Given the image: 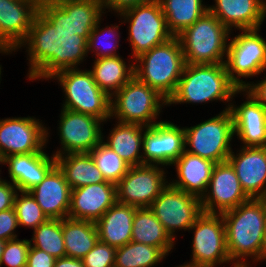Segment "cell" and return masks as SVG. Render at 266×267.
<instances>
[{
    "instance_id": "obj_1",
    "label": "cell",
    "mask_w": 266,
    "mask_h": 267,
    "mask_svg": "<svg viewBox=\"0 0 266 267\" xmlns=\"http://www.w3.org/2000/svg\"><path fill=\"white\" fill-rule=\"evenodd\" d=\"M61 13L55 2L0 0V53L26 48L30 67L58 42Z\"/></svg>"
},
{
    "instance_id": "obj_2",
    "label": "cell",
    "mask_w": 266,
    "mask_h": 267,
    "mask_svg": "<svg viewBox=\"0 0 266 267\" xmlns=\"http://www.w3.org/2000/svg\"><path fill=\"white\" fill-rule=\"evenodd\" d=\"M58 42L41 55L28 69L29 80H57L64 92L62 108L87 114L106 122L111 118V97L94 81L90 70Z\"/></svg>"
},
{
    "instance_id": "obj_3",
    "label": "cell",
    "mask_w": 266,
    "mask_h": 267,
    "mask_svg": "<svg viewBox=\"0 0 266 267\" xmlns=\"http://www.w3.org/2000/svg\"><path fill=\"white\" fill-rule=\"evenodd\" d=\"M103 16L88 3L62 9L58 43L80 64L87 59L89 52H93L96 59L120 55L117 52L121 38L120 26L110 24L101 28Z\"/></svg>"
},
{
    "instance_id": "obj_4",
    "label": "cell",
    "mask_w": 266,
    "mask_h": 267,
    "mask_svg": "<svg viewBox=\"0 0 266 267\" xmlns=\"http://www.w3.org/2000/svg\"><path fill=\"white\" fill-rule=\"evenodd\" d=\"M221 215L225 226L227 252L233 263L230 267H251V261H248L250 258L253 265L259 262L265 228L266 199L250 198Z\"/></svg>"
},
{
    "instance_id": "obj_5",
    "label": "cell",
    "mask_w": 266,
    "mask_h": 267,
    "mask_svg": "<svg viewBox=\"0 0 266 267\" xmlns=\"http://www.w3.org/2000/svg\"><path fill=\"white\" fill-rule=\"evenodd\" d=\"M236 94H240V89L230 79L225 63L186 64L167 106L220 101L225 103L227 110Z\"/></svg>"
},
{
    "instance_id": "obj_6",
    "label": "cell",
    "mask_w": 266,
    "mask_h": 267,
    "mask_svg": "<svg viewBox=\"0 0 266 267\" xmlns=\"http://www.w3.org/2000/svg\"><path fill=\"white\" fill-rule=\"evenodd\" d=\"M180 41L173 36L134 61V76L167 100L175 93L185 67Z\"/></svg>"
},
{
    "instance_id": "obj_7",
    "label": "cell",
    "mask_w": 266,
    "mask_h": 267,
    "mask_svg": "<svg viewBox=\"0 0 266 267\" xmlns=\"http://www.w3.org/2000/svg\"><path fill=\"white\" fill-rule=\"evenodd\" d=\"M231 33L217 17L207 11L177 36L185 63H225Z\"/></svg>"
},
{
    "instance_id": "obj_8",
    "label": "cell",
    "mask_w": 266,
    "mask_h": 267,
    "mask_svg": "<svg viewBox=\"0 0 266 267\" xmlns=\"http://www.w3.org/2000/svg\"><path fill=\"white\" fill-rule=\"evenodd\" d=\"M168 100L156 89L133 76L111 97V116L115 122L152 126L160 120Z\"/></svg>"
},
{
    "instance_id": "obj_9",
    "label": "cell",
    "mask_w": 266,
    "mask_h": 267,
    "mask_svg": "<svg viewBox=\"0 0 266 267\" xmlns=\"http://www.w3.org/2000/svg\"><path fill=\"white\" fill-rule=\"evenodd\" d=\"M185 151L215 163L226 162L234 137L233 116L230 109L197 125L184 127Z\"/></svg>"
},
{
    "instance_id": "obj_10",
    "label": "cell",
    "mask_w": 266,
    "mask_h": 267,
    "mask_svg": "<svg viewBox=\"0 0 266 267\" xmlns=\"http://www.w3.org/2000/svg\"><path fill=\"white\" fill-rule=\"evenodd\" d=\"M119 23H128L132 60L173 37L159 0L134 6L119 14ZM122 18V19H121Z\"/></svg>"
},
{
    "instance_id": "obj_11",
    "label": "cell",
    "mask_w": 266,
    "mask_h": 267,
    "mask_svg": "<svg viewBox=\"0 0 266 267\" xmlns=\"http://www.w3.org/2000/svg\"><path fill=\"white\" fill-rule=\"evenodd\" d=\"M261 28L241 30L229 38L225 66L230 79L243 89L252 78L266 71V40L259 34Z\"/></svg>"
},
{
    "instance_id": "obj_12",
    "label": "cell",
    "mask_w": 266,
    "mask_h": 267,
    "mask_svg": "<svg viewBox=\"0 0 266 267\" xmlns=\"http://www.w3.org/2000/svg\"><path fill=\"white\" fill-rule=\"evenodd\" d=\"M190 230L194 234L190 263L197 267L233 264L227 252L225 226L221 214L203 212Z\"/></svg>"
},
{
    "instance_id": "obj_13",
    "label": "cell",
    "mask_w": 266,
    "mask_h": 267,
    "mask_svg": "<svg viewBox=\"0 0 266 267\" xmlns=\"http://www.w3.org/2000/svg\"><path fill=\"white\" fill-rule=\"evenodd\" d=\"M149 208L174 241L178 230L189 231L203 213L201 198L174 188L169 183Z\"/></svg>"
},
{
    "instance_id": "obj_14",
    "label": "cell",
    "mask_w": 266,
    "mask_h": 267,
    "mask_svg": "<svg viewBox=\"0 0 266 267\" xmlns=\"http://www.w3.org/2000/svg\"><path fill=\"white\" fill-rule=\"evenodd\" d=\"M166 172L162 165L130 166L116 184L117 202L137 208H149L169 183Z\"/></svg>"
},
{
    "instance_id": "obj_15",
    "label": "cell",
    "mask_w": 266,
    "mask_h": 267,
    "mask_svg": "<svg viewBox=\"0 0 266 267\" xmlns=\"http://www.w3.org/2000/svg\"><path fill=\"white\" fill-rule=\"evenodd\" d=\"M48 130L36 117L0 119V159L44 151L50 137Z\"/></svg>"
},
{
    "instance_id": "obj_16",
    "label": "cell",
    "mask_w": 266,
    "mask_h": 267,
    "mask_svg": "<svg viewBox=\"0 0 266 267\" xmlns=\"http://www.w3.org/2000/svg\"><path fill=\"white\" fill-rule=\"evenodd\" d=\"M60 112L57 133L61 148L52 153L55 157L70 153H89L102 141L104 121L64 108Z\"/></svg>"
},
{
    "instance_id": "obj_17",
    "label": "cell",
    "mask_w": 266,
    "mask_h": 267,
    "mask_svg": "<svg viewBox=\"0 0 266 267\" xmlns=\"http://www.w3.org/2000/svg\"><path fill=\"white\" fill-rule=\"evenodd\" d=\"M185 151L184 127L160 121L145 127L142 140V165L171 166Z\"/></svg>"
},
{
    "instance_id": "obj_18",
    "label": "cell",
    "mask_w": 266,
    "mask_h": 267,
    "mask_svg": "<svg viewBox=\"0 0 266 267\" xmlns=\"http://www.w3.org/2000/svg\"><path fill=\"white\" fill-rule=\"evenodd\" d=\"M249 199L231 164L228 161L216 163L212 170L208 189L201 198L202 211L222 214Z\"/></svg>"
},
{
    "instance_id": "obj_19",
    "label": "cell",
    "mask_w": 266,
    "mask_h": 267,
    "mask_svg": "<svg viewBox=\"0 0 266 267\" xmlns=\"http://www.w3.org/2000/svg\"><path fill=\"white\" fill-rule=\"evenodd\" d=\"M240 148L238 153L232 150L227 161L249 198L266 199V147Z\"/></svg>"
},
{
    "instance_id": "obj_20",
    "label": "cell",
    "mask_w": 266,
    "mask_h": 267,
    "mask_svg": "<svg viewBox=\"0 0 266 267\" xmlns=\"http://www.w3.org/2000/svg\"><path fill=\"white\" fill-rule=\"evenodd\" d=\"M117 202L116 184L109 181L71 190L68 217L96 222Z\"/></svg>"
},
{
    "instance_id": "obj_21",
    "label": "cell",
    "mask_w": 266,
    "mask_h": 267,
    "mask_svg": "<svg viewBox=\"0 0 266 267\" xmlns=\"http://www.w3.org/2000/svg\"><path fill=\"white\" fill-rule=\"evenodd\" d=\"M240 93L246 101L237 106L231 103L234 136L244 147H266V108L260 105L244 89Z\"/></svg>"
},
{
    "instance_id": "obj_22",
    "label": "cell",
    "mask_w": 266,
    "mask_h": 267,
    "mask_svg": "<svg viewBox=\"0 0 266 267\" xmlns=\"http://www.w3.org/2000/svg\"><path fill=\"white\" fill-rule=\"evenodd\" d=\"M208 11L230 31L261 28L266 18V0H214Z\"/></svg>"
},
{
    "instance_id": "obj_23",
    "label": "cell",
    "mask_w": 266,
    "mask_h": 267,
    "mask_svg": "<svg viewBox=\"0 0 266 267\" xmlns=\"http://www.w3.org/2000/svg\"><path fill=\"white\" fill-rule=\"evenodd\" d=\"M71 190L64 173L56 164L29 192L48 219L62 220L68 217Z\"/></svg>"
},
{
    "instance_id": "obj_24",
    "label": "cell",
    "mask_w": 266,
    "mask_h": 267,
    "mask_svg": "<svg viewBox=\"0 0 266 267\" xmlns=\"http://www.w3.org/2000/svg\"><path fill=\"white\" fill-rule=\"evenodd\" d=\"M2 165L8 166V176L19 191H29L38 185L56 165V157L45 151L7 156Z\"/></svg>"
},
{
    "instance_id": "obj_25",
    "label": "cell",
    "mask_w": 266,
    "mask_h": 267,
    "mask_svg": "<svg viewBox=\"0 0 266 267\" xmlns=\"http://www.w3.org/2000/svg\"><path fill=\"white\" fill-rule=\"evenodd\" d=\"M215 162L184 151L171 165L175 166L176 179L169 180L174 188L193 194L199 198L206 193Z\"/></svg>"
},
{
    "instance_id": "obj_26",
    "label": "cell",
    "mask_w": 266,
    "mask_h": 267,
    "mask_svg": "<svg viewBox=\"0 0 266 267\" xmlns=\"http://www.w3.org/2000/svg\"><path fill=\"white\" fill-rule=\"evenodd\" d=\"M137 207L116 202L95 224L99 240L115 248L131 242Z\"/></svg>"
},
{
    "instance_id": "obj_27",
    "label": "cell",
    "mask_w": 266,
    "mask_h": 267,
    "mask_svg": "<svg viewBox=\"0 0 266 267\" xmlns=\"http://www.w3.org/2000/svg\"><path fill=\"white\" fill-rule=\"evenodd\" d=\"M116 124V125H115ZM111 128L108 139L102 134V142L116 152L130 166L142 165V140L144 125L117 122Z\"/></svg>"
},
{
    "instance_id": "obj_28",
    "label": "cell",
    "mask_w": 266,
    "mask_h": 267,
    "mask_svg": "<svg viewBox=\"0 0 266 267\" xmlns=\"http://www.w3.org/2000/svg\"><path fill=\"white\" fill-rule=\"evenodd\" d=\"M122 58L120 55L98 58L94 60L92 69H89L96 84L110 97L134 76V61L127 64Z\"/></svg>"
},
{
    "instance_id": "obj_29",
    "label": "cell",
    "mask_w": 266,
    "mask_h": 267,
    "mask_svg": "<svg viewBox=\"0 0 266 267\" xmlns=\"http://www.w3.org/2000/svg\"><path fill=\"white\" fill-rule=\"evenodd\" d=\"M131 241L160 248L166 255L172 252L176 241L165 231L150 208H137L132 224Z\"/></svg>"
},
{
    "instance_id": "obj_30",
    "label": "cell",
    "mask_w": 266,
    "mask_h": 267,
    "mask_svg": "<svg viewBox=\"0 0 266 267\" xmlns=\"http://www.w3.org/2000/svg\"><path fill=\"white\" fill-rule=\"evenodd\" d=\"M56 164L64 173L71 189L106 182L90 153L56 156Z\"/></svg>"
},
{
    "instance_id": "obj_31",
    "label": "cell",
    "mask_w": 266,
    "mask_h": 267,
    "mask_svg": "<svg viewBox=\"0 0 266 267\" xmlns=\"http://www.w3.org/2000/svg\"><path fill=\"white\" fill-rule=\"evenodd\" d=\"M62 232L66 257L82 259L98 242V232L93 221L62 219Z\"/></svg>"
},
{
    "instance_id": "obj_32",
    "label": "cell",
    "mask_w": 266,
    "mask_h": 267,
    "mask_svg": "<svg viewBox=\"0 0 266 267\" xmlns=\"http://www.w3.org/2000/svg\"><path fill=\"white\" fill-rule=\"evenodd\" d=\"M159 2L168 29L173 36H178L208 11V4L205 5L203 0H159Z\"/></svg>"
},
{
    "instance_id": "obj_33",
    "label": "cell",
    "mask_w": 266,
    "mask_h": 267,
    "mask_svg": "<svg viewBox=\"0 0 266 267\" xmlns=\"http://www.w3.org/2000/svg\"><path fill=\"white\" fill-rule=\"evenodd\" d=\"M166 256L158 247L131 241L116 249L114 267H154Z\"/></svg>"
},
{
    "instance_id": "obj_34",
    "label": "cell",
    "mask_w": 266,
    "mask_h": 267,
    "mask_svg": "<svg viewBox=\"0 0 266 267\" xmlns=\"http://www.w3.org/2000/svg\"><path fill=\"white\" fill-rule=\"evenodd\" d=\"M30 241L32 247L44 250L54 258L66 257L62 232V220L48 219L33 230Z\"/></svg>"
},
{
    "instance_id": "obj_35",
    "label": "cell",
    "mask_w": 266,
    "mask_h": 267,
    "mask_svg": "<svg viewBox=\"0 0 266 267\" xmlns=\"http://www.w3.org/2000/svg\"><path fill=\"white\" fill-rule=\"evenodd\" d=\"M105 181L117 184L130 165L102 141L89 152Z\"/></svg>"
},
{
    "instance_id": "obj_36",
    "label": "cell",
    "mask_w": 266,
    "mask_h": 267,
    "mask_svg": "<svg viewBox=\"0 0 266 267\" xmlns=\"http://www.w3.org/2000/svg\"><path fill=\"white\" fill-rule=\"evenodd\" d=\"M14 209L19 227L36 229L48 218L29 191H18L14 200Z\"/></svg>"
},
{
    "instance_id": "obj_37",
    "label": "cell",
    "mask_w": 266,
    "mask_h": 267,
    "mask_svg": "<svg viewBox=\"0 0 266 267\" xmlns=\"http://www.w3.org/2000/svg\"><path fill=\"white\" fill-rule=\"evenodd\" d=\"M30 248L29 239H10L6 241L3 255L0 260V267H22L27 265V258Z\"/></svg>"
},
{
    "instance_id": "obj_38",
    "label": "cell",
    "mask_w": 266,
    "mask_h": 267,
    "mask_svg": "<svg viewBox=\"0 0 266 267\" xmlns=\"http://www.w3.org/2000/svg\"><path fill=\"white\" fill-rule=\"evenodd\" d=\"M116 249L100 240L82 258L84 267H114Z\"/></svg>"
},
{
    "instance_id": "obj_39",
    "label": "cell",
    "mask_w": 266,
    "mask_h": 267,
    "mask_svg": "<svg viewBox=\"0 0 266 267\" xmlns=\"http://www.w3.org/2000/svg\"><path fill=\"white\" fill-rule=\"evenodd\" d=\"M153 1L155 0H93L90 5L102 14H106L107 9L109 12L113 11L114 14L119 15L134 6L147 4Z\"/></svg>"
},
{
    "instance_id": "obj_40",
    "label": "cell",
    "mask_w": 266,
    "mask_h": 267,
    "mask_svg": "<svg viewBox=\"0 0 266 267\" xmlns=\"http://www.w3.org/2000/svg\"><path fill=\"white\" fill-rule=\"evenodd\" d=\"M18 219L14 207L0 212V239L8 241L18 237Z\"/></svg>"
},
{
    "instance_id": "obj_41",
    "label": "cell",
    "mask_w": 266,
    "mask_h": 267,
    "mask_svg": "<svg viewBox=\"0 0 266 267\" xmlns=\"http://www.w3.org/2000/svg\"><path fill=\"white\" fill-rule=\"evenodd\" d=\"M18 191L10 181L0 178V212L13 208Z\"/></svg>"
},
{
    "instance_id": "obj_42",
    "label": "cell",
    "mask_w": 266,
    "mask_h": 267,
    "mask_svg": "<svg viewBox=\"0 0 266 267\" xmlns=\"http://www.w3.org/2000/svg\"><path fill=\"white\" fill-rule=\"evenodd\" d=\"M56 258L44 250L32 247L30 245L27 266L28 267H54Z\"/></svg>"
},
{
    "instance_id": "obj_43",
    "label": "cell",
    "mask_w": 266,
    "mask_h": 267,
    "mask_svg": "<svg viewBox=\"0 0 266 267\" xmlns=\"http://www.w3.org/2000/svg\"><path fill=\"white\" fill-rule=\"evenodd\" d=\"M249 95H251L260 105L266 108V75L264 79L258 82H247L243 88Z\"/></svg>"
},
{
    "instance_id": "obj_44",
    "label": "cell",
    "mask_w": 266,
    "mask_h": 267,
    "mask_svg": "<svg viewBox=\"0 0 266 267\" xmlns=\"http://www.w3.org/2000/svg\"><path fill=\"white\" fill-rule=\"evenodd\" d=\"M54 267H84L82 259L62 257L55 260Z\"/></svg>"
},
{
    "instance_id": "obj_45",
    "label": "cell",
    "mask_w": 266,
    "mask_h": 267,
    "mask_svg": "<svg viewBox=\"0 0 266 267\" xmlns=\"http://www.w3.org/2000/svg\"><path fill=\"white\" fill-rule=\"evenodd\" d=\"M61 9L76 4H90L93 0H53Z\"/></svg>"
},
{
    "instance_id": "obj_46",
    "label": "cell",
    "mask_w": 266,
    "mask_h": 267,
    "mask_svg": "<svg viewBox=\"0 0 266 267\" xmlns=\"http://www.w3.org/2000/svg\"><path fill=\"white\" fill-rule=\"evenodd\" d=\"M266 261V217H265V228H264V235H263V242L262 247L259 255V262Z\"/></svg>"
},
{
    "instance_id": "obj_47",
    "label": "cell",
    "mask_w": 266,
    "mask_h": 267,
    "mask_svg": "<svg viewBox=\"0 0 266 267\" xmlns=\"http://www.w3.org/2000/svg\"><path fill=\"white\" fill-rule=\"evenodd\" d=\"M5 243H6L5 240L0 239V260H1V257H2V255H3V251H4V247H5Z\"/></svg>"
},
{
    "instance_id": "obj_48",
    "label": "cell",
    "mask_w": 266,
    "mask_h": 267,
    "mask_svg": "<svg viewBox=\"0 0 266 267\" xmlns=\"http://www.w3.org/2000/svg\"><path fill=\"white\" fill-rule=\"evenodd\" d=\"M175 267H197L190 262H184L183 265L175 266Z\"/></svg>"
},
{
    "instance_id": "obj_49",
    "label": "cell",
    "mask_w": 266,
    "mask_h": 267,
    "mask_svg": "<svg viewBox=\"0 0 266 267\" xmlns=\"http://www.w3.org/2000/svg\"><path fill=\"white\" fill-rule=\"evenodd\" d=\"M33 2H54L53 0H30Z\"/></svg>"
},
{
    "instance_id": "obj_50",
    "label": "cell",
    "mask_w": 266,
    "mask_h": 267,
    "mask_svg": "<svg viewBox=\"0 0 266 267\" xmlns=\"http://www.w3.org/2000/svg\"><path fill=\"white\" fill-rule=\"evenodd\" d=\"M1 73H2V66L0 65V80H1ZM0 83H1V81H0Z\"/></svg>"
},
{
    "instance_id": "obj_51",
    "label": "cell",
    "mask_w": 266,
    "mask_h": 267,
    "mask_svg": "<svg viewBox=\"0 0 266 267\" xmlns=\"http://www.w3.org/2000/svg\"><path fill=\"white\" fill-rule=\"evenodd\" d=\"M0 165H2V160L0 159ZM0 172H1V170H0ZM1 174V173H0ZM1 176V175H0ZM1 178V177H0Z\"/></svg>"
}]
</instances>
